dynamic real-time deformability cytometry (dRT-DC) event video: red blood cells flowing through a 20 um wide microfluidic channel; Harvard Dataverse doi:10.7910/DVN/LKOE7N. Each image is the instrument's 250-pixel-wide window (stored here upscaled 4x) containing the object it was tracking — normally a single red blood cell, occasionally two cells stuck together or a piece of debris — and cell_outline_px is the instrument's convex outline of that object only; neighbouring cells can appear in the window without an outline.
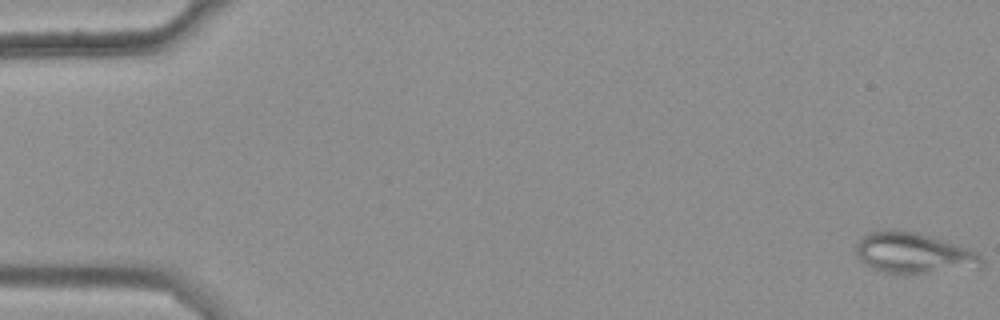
{"species": "common noctule bat (a hibernating species)", "species_latin": "Nyctalus noctula", "temperature_condition": "warm", "stored_images_in_passage": 48, "camera_frame_rate_fps": 3000, "um_per_image_px": 0.085, "animal": {"sex": "female", "body_mass_g": 25.1}, "frame": {"image": 1, "passage_image": 1, "time_ms": 0.0, "image_size_px": [1000, 320], "cell_outline_px": [[984, 264], [980, 268], [924, 272], [884, 272], [872, 268], [864, 264], [856, 256], [856, 244], [868, 232], [888, 228], [896, 228], [916, 232], [932, 236], [968, 248], [976, 252], [984, 260]], "centroid_in_image_um": [77.65, 21.47], "position_along_channel_um": 7.4, "area_um2": 29.82}}
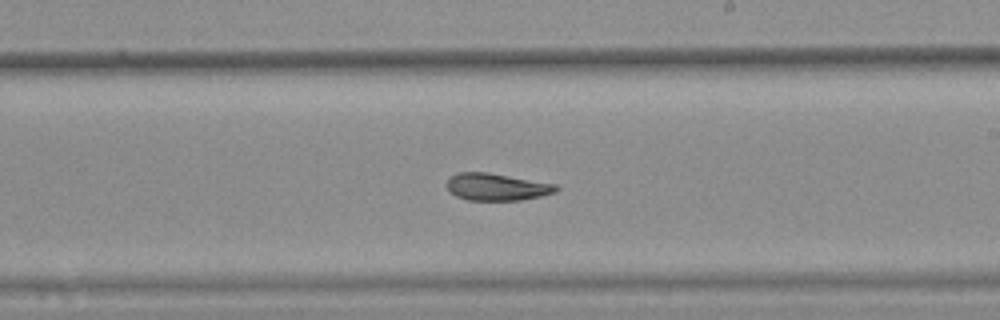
{"frame": {"image": 2, "passage_image": 33, "time_ms": 10.667, "image_size_px": [1000, 320], "cell_outline_px": [[560, 188], [556, 192], [540, 196], [520, 200], [468, 200], [456, 196], [448, 192], [444, 184], [448, 176], [456, 172], [488, 172], [556, 184]], "centroid_in_image_um": [42.14, 15.88], "position_along_channel_um": 246.9, "area_um2": 17.63}}
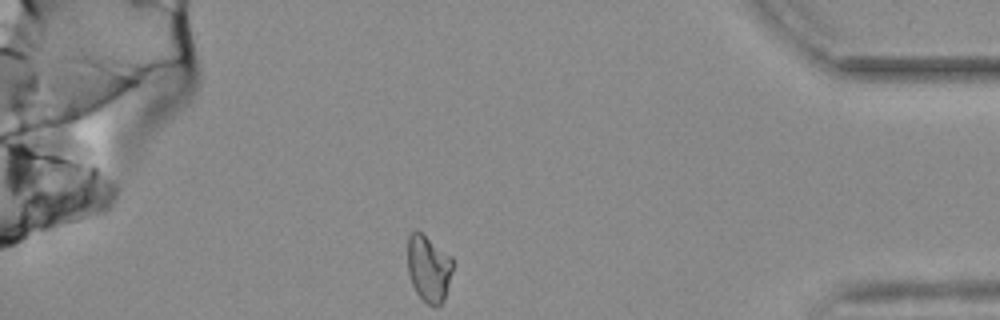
{"frame": {"image": 3, "passage_image": 48, "time_ms": 15.667, "image_size_px": [1000, 320], "cell_outline_px": [[452, 268], [444, 300], [440, 304], [428, 304], [416, 292], [412, 284], [408, 272], [408, 236], [412, 232], [420, 232], [452, 256]], "centroid_in_image_um": [36.42, 22.8], "position_along_channel_um": 398.8, "area_um2": 17.11}, "authors_computed_cell_mechanics": {"area_um2": 18.3226, "velocity_mm_per_s": 3.7025, "shape_relaxation_time_tau1_ms": null, "shape_relaxation_time_tau2_ms": 4.3468, "deformation_change_tau1": null, "deformation_change_tau2": 0.1011}}